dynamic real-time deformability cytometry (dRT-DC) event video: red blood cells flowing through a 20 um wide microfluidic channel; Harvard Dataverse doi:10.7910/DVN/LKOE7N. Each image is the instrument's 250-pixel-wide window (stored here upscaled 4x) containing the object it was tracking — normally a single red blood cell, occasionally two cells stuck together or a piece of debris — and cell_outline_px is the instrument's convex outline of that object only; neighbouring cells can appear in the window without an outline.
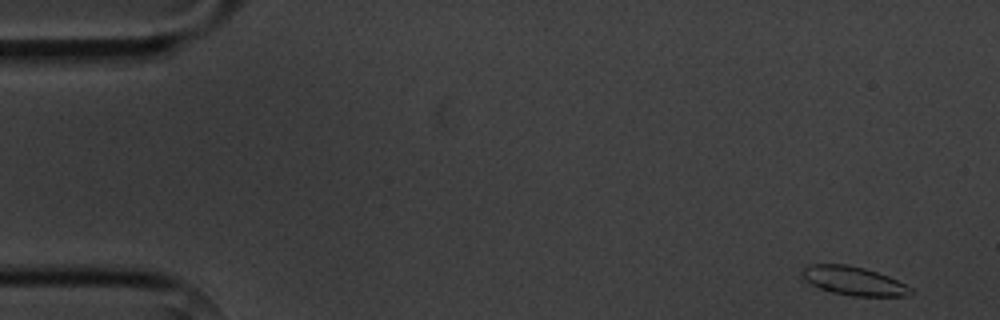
{"species": "common noctule bat (a hibernating species)", "species_latin": "Nyctalus noctula", "temperature_condition": "cold", "stored_images_in_passage": 5, "camera_frame_rate_fps": 3000, "um_per_image_px": 0.085, "animal": {"sex": "male", "body_mass_g": 20.1, "forearm_length_mm": 53.5}, "frame": {"image": 1, "passage_image": 1, "time_ms": 0.0, "image_size_px": [1000, 320], "cell_outline_px": [[912, 292], [904, 296], [852, 296], [832, 292], [820, 288], [812, 284], [800, 272], [804, 268], [812, 264], [848, 264], [864, 268], [888, 276], [912, 288]], "centroid_in_image_um": [72.57, 23.87], "position_along_channel_um": 12.4, "area_um2": 17.8}}